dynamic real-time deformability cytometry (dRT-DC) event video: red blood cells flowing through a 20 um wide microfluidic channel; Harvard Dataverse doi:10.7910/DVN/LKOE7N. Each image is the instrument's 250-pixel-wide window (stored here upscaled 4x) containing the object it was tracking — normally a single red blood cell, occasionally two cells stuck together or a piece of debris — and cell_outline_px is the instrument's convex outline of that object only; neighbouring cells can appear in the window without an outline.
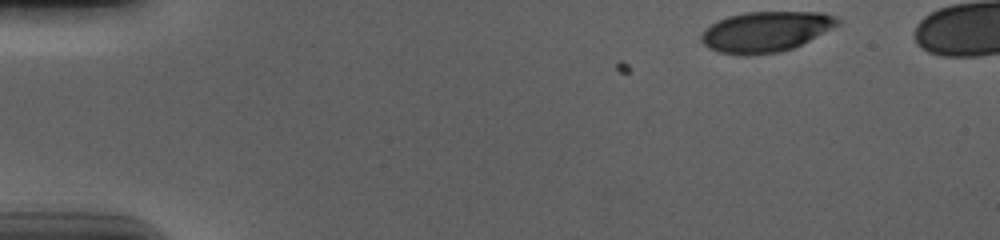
{"species": "human", "species_latin": "Homo sapiens", "temperature_condition": "cold", "stored_images_in_passage": 48, "camera_frame_rate_fps": 3000, "um_per_image_px": 0.085, "donor": {"sex": "male"}, "frame": {"image": 1, "passage_image": 1, "time_ms": 0.0, "image_size_px": [1000, 240], "cell_outline_px": [[840, 24], [792, 48], [780, 52], [720, 52], [708, 48], [700, 40], [700, 36], [704, 28], [728, 16], [744, 12], [824, 12], [836, 16], [840, 20]], "centroid_in_image_um": [65.1, 2.64], "position_along_channel_um": 19.9, "area_um2": 31.21}}
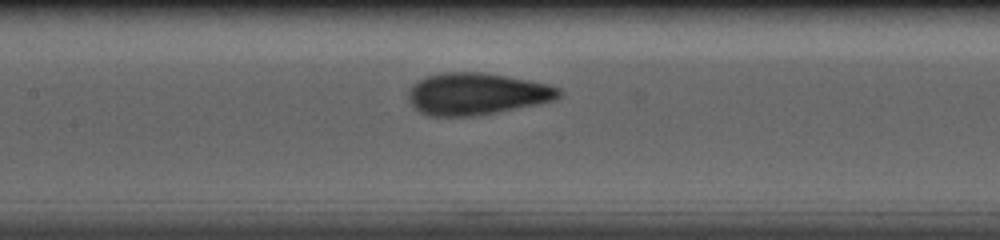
{"frame": {"image": 2, "passage_image": 22, "time_ms": 7.0, "image_size_px": [1000, 240], "cell_outline_px": [[564, 96], [552, 100], [536, 104], [480, 116], [428, 116], [420, 112], [408, 100], [408, 92], [412, 84], [416, 80], [428, 76], [444, 72], [484, 72], [528, 80], [548, 84], [560, 88], [564, 92]], "centroid_in_image_um": [40.52, 7.98], "position_along_channel_um": 166.9, "area_um2": 37.05}}
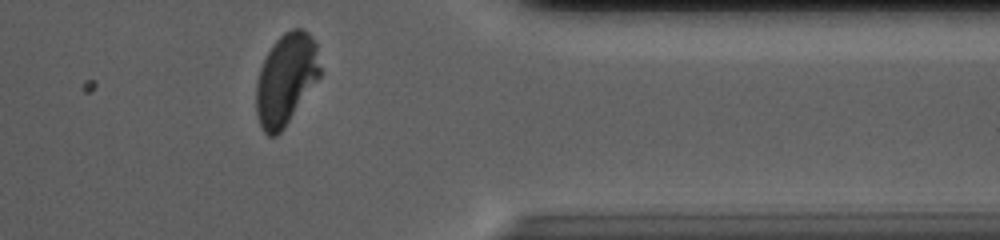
{"frame": {"image": 3, "passage_image": 41, "time_ms": 13.333, "image_size_px": [1000, 240], "cell_outline_px": [[320, 76], [284, 128], [276, 136], [268, 136], [264, 132], [260, 124], [256, 112], [256, 80], [260, 68], [272, 44], [284, 32], [292, 28], [304, 28], [312, 36], [316, 44], [320, 68]], "centroid_in_image_um": [24.3, 6.71], "position_along_channel_um": 387.1, "area_um2": 33.93}}